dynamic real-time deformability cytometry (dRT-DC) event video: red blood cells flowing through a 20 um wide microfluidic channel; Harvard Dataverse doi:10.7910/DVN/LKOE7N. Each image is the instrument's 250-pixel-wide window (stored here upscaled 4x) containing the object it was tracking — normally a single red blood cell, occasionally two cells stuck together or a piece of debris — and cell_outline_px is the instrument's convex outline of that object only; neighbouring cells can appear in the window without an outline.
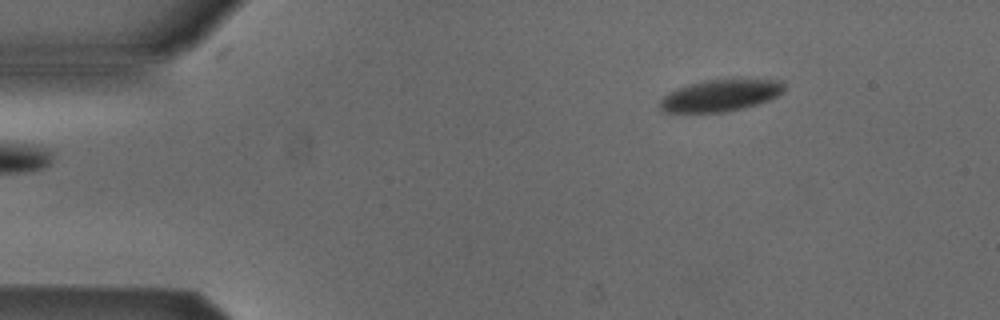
{"species": "Egyptian fruit bat (a non-hibernating species)", "species_latin": "Rousettus aegyptiacus", "temperature_condition": "cold", "stored_images_in_passage": 3, "camera_frame_rate_fps": 3000, "um_per_image_px": 0.085, "animal": {"sex": "male"}, "frame": {"image": 1, "passage_image": 3, "time_ms": 0.667, "image_size_px": [1000, 320], "cell_outline_px": [[784, 92], [768, 100], [756, 104], [724, 112], [668, 112], [660, 108], [660, 100], [668, 92], [676, 88], [704, 80], [784, 80]], "centroid_in_image_um": [61.23, 8.11], "position_along_channel_um": 23.8, "area_um2": 22.6}}